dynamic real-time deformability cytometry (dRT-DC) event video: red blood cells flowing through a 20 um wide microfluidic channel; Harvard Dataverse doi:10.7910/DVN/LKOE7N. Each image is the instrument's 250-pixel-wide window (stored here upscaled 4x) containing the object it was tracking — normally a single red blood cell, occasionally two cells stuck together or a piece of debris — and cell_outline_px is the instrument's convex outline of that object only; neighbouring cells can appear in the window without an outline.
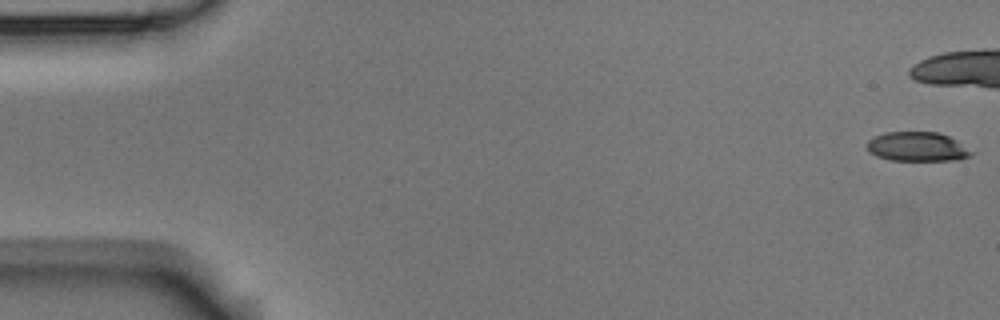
{"species": "Egyptian fruit bat (a non-hibernating species)", "species_latin": "Rousettus aegyptiacus", "temperature_condition": "room temperature", "stored_images_in_passage": 7, "camera_frame_rate_fps": 3000, "um_per_image_px": 0.085, "animal": {"sex": "male"}, "frame": {"image": 1, "passage_image": 1, "time_ms": 0.0, "image_size_px": [1000, 320], "cell_outline_px": [[976, 152], [960, 160], [892, 160], [876, 156], [868, 152], [868, 140], [884, 132], [940, 132], [956, 140]], "centroid_in_image_um": [78.0, 12.47], "position_along_channel_um": 7.0, "area_um2": 17.86}}